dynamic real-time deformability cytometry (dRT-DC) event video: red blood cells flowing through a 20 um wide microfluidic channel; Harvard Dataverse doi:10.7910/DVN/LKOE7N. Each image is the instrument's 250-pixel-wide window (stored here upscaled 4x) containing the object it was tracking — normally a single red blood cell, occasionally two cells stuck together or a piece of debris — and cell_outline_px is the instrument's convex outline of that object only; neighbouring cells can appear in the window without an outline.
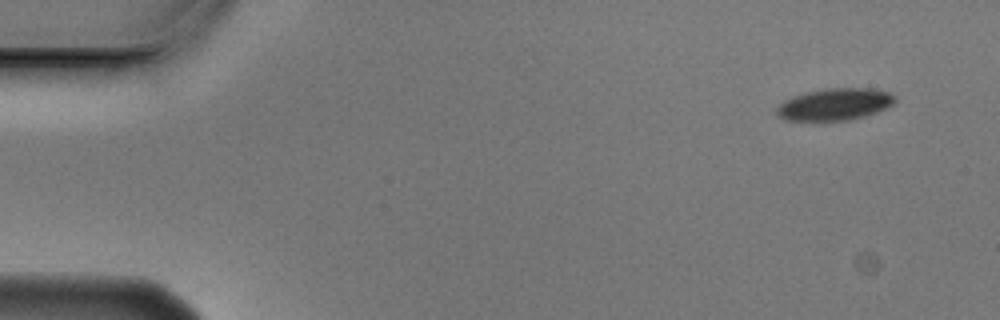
{"species": "Egyptian fruit bat (a non-hibernating species)", "species_latin": "Rousettus aegyptiacus", "temperature_condition": "cold", "stored_images_in_passage": 5, "camera_frame_rate_fps": 3000, "um_per_image_px": 0.085, "animal": {"sex": "male"}, "frame": {"image": 1, "passage_image": 1, "time_ms": 0.0, "image_size_px": [1000, 320], "cell_outline_px": [[896, 100], [892, 104], [876, 112], [864, 116], [848, 120], [784, 120], [776, 112], [776, 108], [784, 100], [792, 96], [808, 92], [828, 88], [868, 88], [888, 92], [896, 96]], "centroid_in_image_um": [70.95, 8.86], "position_along_channel_um": 14.1, "area_um2": 21.73}}
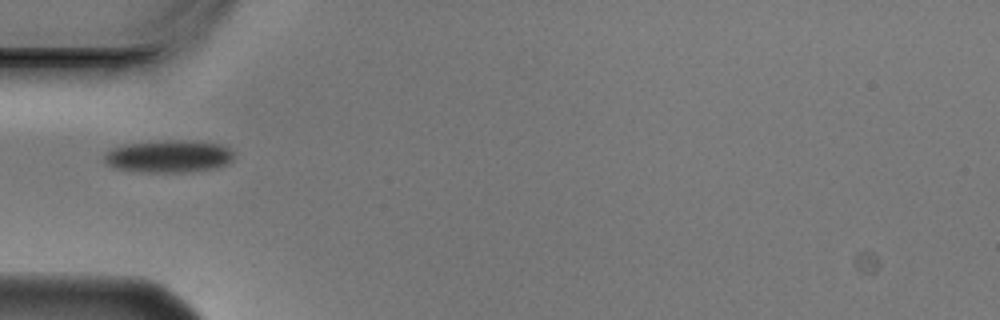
{"frame": {"image": 2, "passage_image": 5, "time_ms": 1.333, "image_size_px": [1000, 320], "cell_outline_px": [[232, 160], [228, 164], [216, 168], [192, 172], [144, 172], [112, 168], [104, 164], [104, 156], [112, 148], [124, 144], [164, 140], [192, 140], [220, 144], [228, 148], [232, 152]], "centroid_in_image_um": [14.32, 13.29], "position_along_channel_um": 70.7, "area_um2": 24.8}}